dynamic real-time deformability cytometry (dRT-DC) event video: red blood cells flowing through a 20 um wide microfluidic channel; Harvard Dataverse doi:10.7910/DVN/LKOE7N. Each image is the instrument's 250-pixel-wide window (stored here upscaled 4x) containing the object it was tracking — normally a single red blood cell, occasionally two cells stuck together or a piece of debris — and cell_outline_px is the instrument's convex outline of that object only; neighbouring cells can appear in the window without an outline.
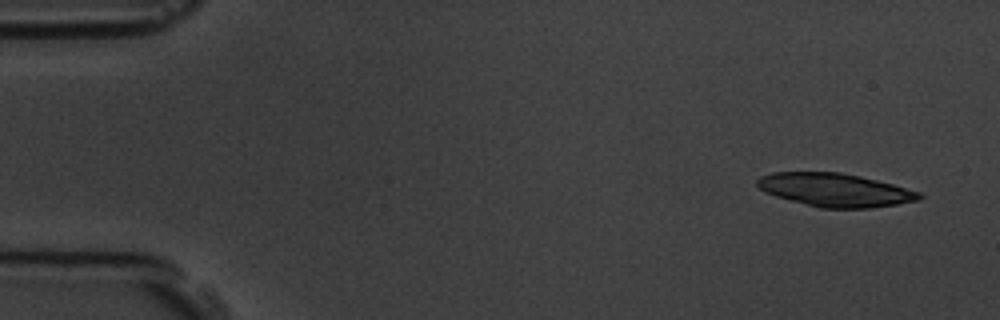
{"species": "common noctule bat (a hibernating species)", "species_latin": "Nyctalus noctula", "temperature_condition": "room temperature", "stored_images_in_passage": 5, "camera_frame_rate_fps": 3000, "um_per_image_px": 0.085, "animal": {"sex": "male", "body_mass_g": 19.5, "forearm_length_mm": 54.6}, "frame": {"image": 1, "passage_image": 1, "time_ms": 0.0, "image_size_px": [1000, 320], "cell_outline_px": [[924, 196], [920, 200], [896, 204], [868, 208], [820, 208], [776, 196], [764, 192], [756, 184], [756, 180], [760, 176], [772, 172], [840, 172], [860, 176], [892, 184], [920, 192]], "centroid_in_image_um": [70.97, 16.14], "position_along_channel_um": 14.0, "area_um2": 31.33}}